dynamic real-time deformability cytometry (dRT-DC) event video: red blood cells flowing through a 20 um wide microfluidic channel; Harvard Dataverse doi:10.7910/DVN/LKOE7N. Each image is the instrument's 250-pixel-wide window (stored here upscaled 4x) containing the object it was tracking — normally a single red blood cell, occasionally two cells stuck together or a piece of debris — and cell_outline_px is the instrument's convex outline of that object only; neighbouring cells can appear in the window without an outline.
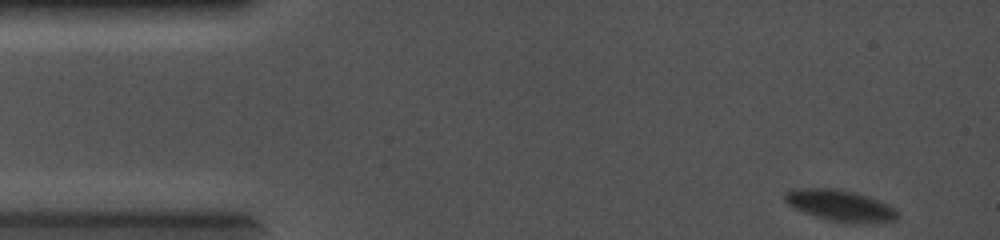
{"species": "common noctule bat (a hibernating species)", "species_latin": "Nyctalus noctula", "temperature_condition": "cold", "stored_images_in_passage": 64, "camera_frame_rate_fps": 5000, "um_per_image_px": 0.085, "animal": {"sex": "female", "body_mass_g": 19.0, "forearm_length_mm": 56.7}, "frame": {"image": 1, "passage_image": 1, "time_ms": 0.0, "image_size_px": [1000, 240], "cell_outline_px": [[900, 220], [828, 220], [804, 212], [788, 204], [784, 200], [784, 192], [792, 188], [836, 188], [856, 192], [888, 204], [896, 208], [900, 216]], "centroid_in_image_um": [71.36, 17.4], "position_along_channel_um": 13.6, "area_um2": 19.77}}
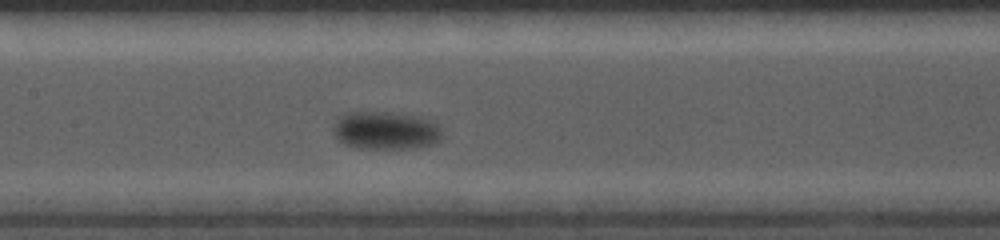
{"frame": {"image": 2, "passage_image": 30, "time_ms": 5.8, "image_size_px": [1000, 240], "cell_outline_px": [[440, 140], [432, 144], [412, 148], [360, 148], [344, 144], [336, 136], [336, 124], [340, 116], [344, 112], [384, 112], [412, 116], [428, 120], [436, 124], [440, 128]], "centroid_in_image_um": [32.77, 11.1], "position_along_channel_um": 174.6, "area_um2": 23.35}}
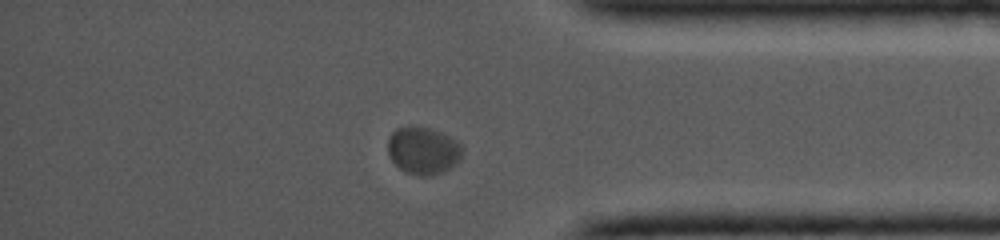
{"frame": {"image": 3, "passage_image": 56, "time_ms": 11.0, "image_size_px": [1000, 240], "cell_outline_px": [[464, 148], [460, 160], [456, 164], [444, 172], [432, 176], [420, 176], [408, 172], [400, 168], [392, 160], [388, 152], [388, 136], [396, 128], [408, 124], [412, 124], [428, 128], [440, 132], [456, 140]], "centroid_in_image_um": [35.97, 12.78], "position_along_channel_um": 399.2, "area_um2": 20.92}}